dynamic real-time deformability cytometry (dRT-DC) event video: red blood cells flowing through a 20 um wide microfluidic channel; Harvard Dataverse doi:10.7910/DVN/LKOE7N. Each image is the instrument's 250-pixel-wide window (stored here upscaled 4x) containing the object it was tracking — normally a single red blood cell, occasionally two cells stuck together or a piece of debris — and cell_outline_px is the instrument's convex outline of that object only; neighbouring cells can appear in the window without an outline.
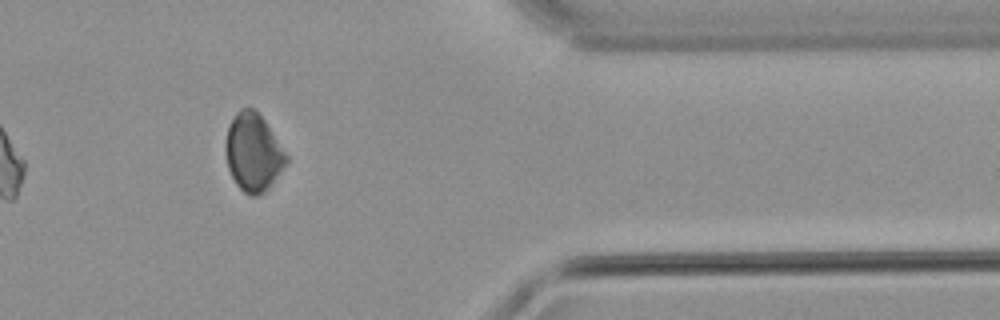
{"species": "common noctule bat (a hibernating species)", "species_latin": "Nyctalus noctula", "temperature_condition": "warm", "stored_images_in_passage": 38, "camera_frame_rate_fps": 3000, "um_per_image_px": 0.085, "animal": {"sex": "male", "body_mass_g": 21.5, "forearm_length_mm": 52.0}, "frame": {"image": 1, "passage_image": 33, "time_ms": 10.667, "image_size_px": [1000, 320], "cell_outline_px": [[288, 160], [268, 188], [260, 196], [248, 196], [236, 184], [228, 168], [224, 148], [224, 144], [228, 128], [236, 112], [240, 108], [252, 108], [264, 120], [288, 156]], "centroid_in_image_um": [21.5, 12.98], "position_along_channel_um": 389.9, "area_um2": 27.22}}